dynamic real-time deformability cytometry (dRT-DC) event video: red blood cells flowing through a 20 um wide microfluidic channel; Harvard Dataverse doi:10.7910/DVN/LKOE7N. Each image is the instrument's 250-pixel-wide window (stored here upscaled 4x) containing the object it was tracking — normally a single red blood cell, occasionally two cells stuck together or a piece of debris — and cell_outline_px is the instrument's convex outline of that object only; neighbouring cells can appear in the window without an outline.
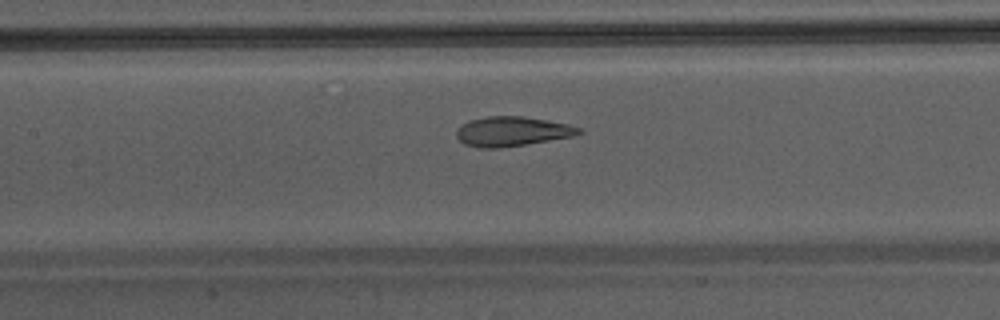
{"species": "Egyptian fruit bat (a non-hibernating species)", "species_latin": "Rousettus aegyptiacus", "temperature_condition": "warm", "stored_images_in_passage": 36, "camera_frame_rate_fps": 3000, "um_per_image_px": 0.085, "animal": {"sex": "male"}, "frame": {"image": 1, "passage_image": 12, "time_ms": 3.667, "image_size_px": [1000, 320], "cell_outline_px": [[584, 132], [572, 136], [500, 148], [480, 148], [464, 144], [456, 136], [456, 128], [460, 124], [468, 120], [488, 116], [524, 116], [568, 124], [580, 128]], "centroid_in_image_um": [43.47, 11.16], "position_along_channel_um": 163.9, "area_um2": 21.1}}
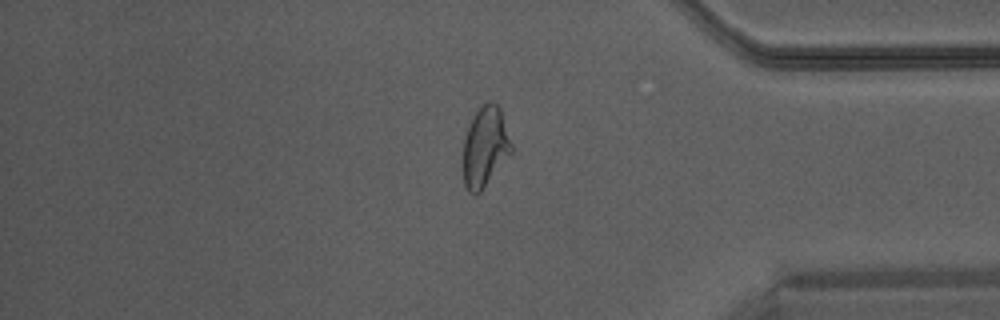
{"frame": {"image": 2, "passage_image": 29, "time_ms": 9.333, "image_size_px": [1000, 320], "cell_outline_px": [[512, 152], [480, 192], [468, 192], [464, 184], [464, 140], [472, 116], [488, 100], [492, 100], [500, 108], [512, 144]], "centroid_in_image_um": [41.24, 12.45], "position_along_channel_um": 394.0, "area_um2": 22.14}}
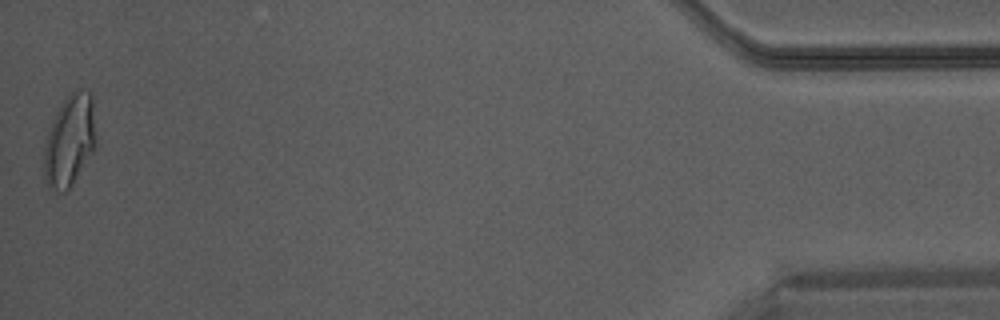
{"frame": {"image": 3, "passage_image": 36, "time_ms": 11.667, "image_size_px": [1000, 320], "cell_outline_px": [[96, 144], [92, 152], [72, 184], [64, 192], [56, 192], [48, 184], [44, 172], [44, 148], [48, 132], [56, 112], [64, 100], [72, 92], [80, 88], [92, 92], [96, 136]], "centroid_in_image_um": [5.94, 11.91], "position_along_channel_um": 429.3, "area_um2": 27.46}}